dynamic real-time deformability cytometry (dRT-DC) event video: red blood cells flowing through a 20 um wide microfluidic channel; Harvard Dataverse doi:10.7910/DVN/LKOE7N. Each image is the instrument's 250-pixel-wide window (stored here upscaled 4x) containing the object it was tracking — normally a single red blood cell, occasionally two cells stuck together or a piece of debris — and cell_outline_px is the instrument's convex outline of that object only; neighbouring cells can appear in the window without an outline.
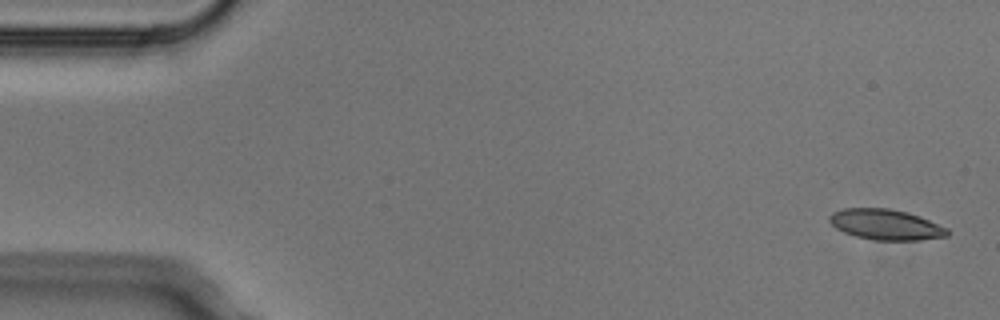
{"species": "Egyptian fruit bat (a non-hibernating species)", "species_latin": "Rousettus aegyptiacus", "temperature_condition": "cold", "stored_images_in_passage": 8, "camera_frame_rate_fps": 3000, "um_per_image_px": 0.085, "animal": {"sex": "male"}, "frame": {"image": 1, "passage_image": 1, "time_ms": 0.0, "image_size_px": [1000, 320], "cell_outline_px": [[948, 236], [920, 240], [876, 240], [856, 236], [844, 232], [836, 228], [828, 220], [828, 216], [832, 212], [844, 208], [888, 208], [908, 212], [920, 216], [948, 228]], "centroid_in_image_um": [75.29, 19.08], "position_along_channel_um": 9.7, "area_um2": 21.04}}
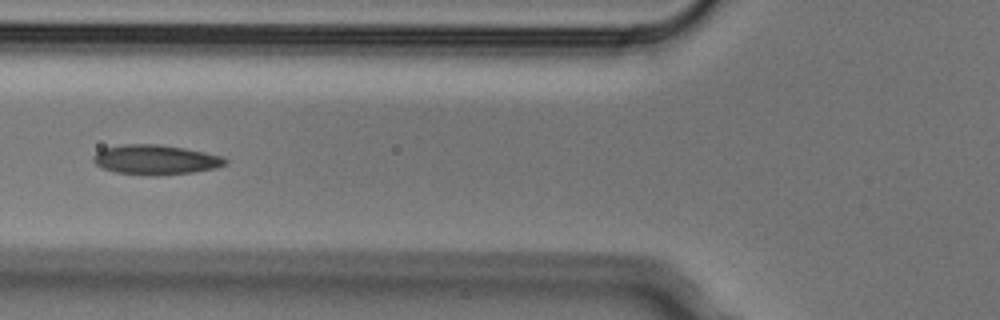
{"frame": {"image": 2, "passage_image": 6, "time_ms": 1.667, "image_size_px": [1000, 320], "cell_outline_px": [[228, 164], [216, 168], [192, 172], [156, 176], [152, 176], [116, 172], [100, 168], [92, 160], [92, 156], [96, 152], [104, 148], [124, 144], [160, 144], [184, 148], [204, 152], [220, 156], [228, 160]], "centroid_in_image_um": [13.2, 13.58], "position_along_channel_um": 112.6, "area_um2": 23.0}}
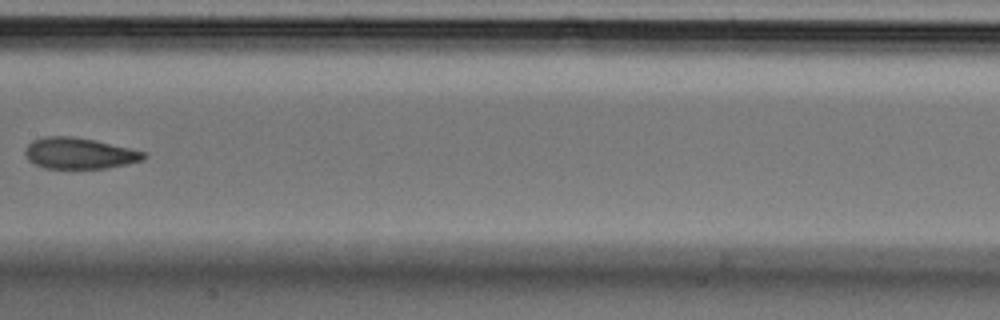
{"frame": {"image": 3, "passage_image": 8, "time_ms": 2.333, "image_size_px": [1000, 320], "cell_outline_px": [[148, 156], [144, 160], [128, 164], [108, 168], [44, 168], [28, 160], [24, 152], [28, 144], [32, 140], [44, 136], [72, 136], [92, 140], [148, 152]], "centroid_in_image_um": [6.76, 13.03], "position_along_channel_um": 200.6, "area_um2": 21.56}}